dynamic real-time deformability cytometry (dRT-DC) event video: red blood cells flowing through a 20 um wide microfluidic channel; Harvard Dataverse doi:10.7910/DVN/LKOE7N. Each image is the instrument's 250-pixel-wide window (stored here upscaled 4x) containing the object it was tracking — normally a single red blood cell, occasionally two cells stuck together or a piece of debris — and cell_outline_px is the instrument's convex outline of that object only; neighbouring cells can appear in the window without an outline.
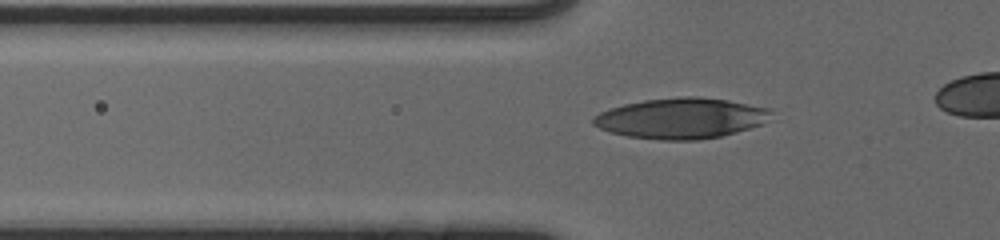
{"species": "human", "species_latin": "Homo sapiens", "temperature_condition": "cold", "stored_images_in_passage": 43, "camera_frame_rate_fps": 3000, "um_per_image_px": 0.085, "donor": {"sex": "male"}, "frame": {"image": 1, "passage_image": 14, "time_ms": 4.333, "image_size_px": [1000, 240], "cell_outline_px": [[772, 112], [764, 124], [736, 132], [720, 136], [700, 140], [660, 140], [628, 136], [612, 132], [600, 128], [592, 124], [592, 116], [600, 112], [624, 104], [644, 100], [680, 96], [700, 96], [728, 100], [768, 108]], "centroid_in_image_um": [57.89, 10.05], "position_along_channel_um": 67.9, "area_um2": 42.08}}
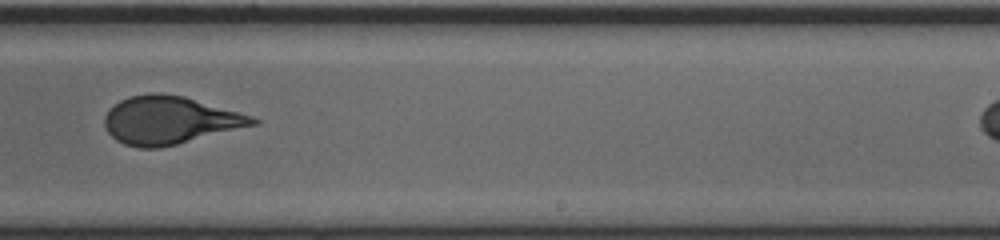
{"frame": {"image": 2, "passage_image": 30, "time_ms": 9.667, "image_size_px": [1000, 240], "cell_outline_px": [[260, 124], [160, 148], [140, 148], [124, 144], [116, 140], [108, 132], [104, 124], [104, 116], [120, 100], [132, 96], [152, 92], [160, 92], [184, 96], [252, 116], [260, 120]], "centroid_in_image_um": [14.44, 10.22], "position_along_channel_um": 274.6, "area_um2": 41.21}}
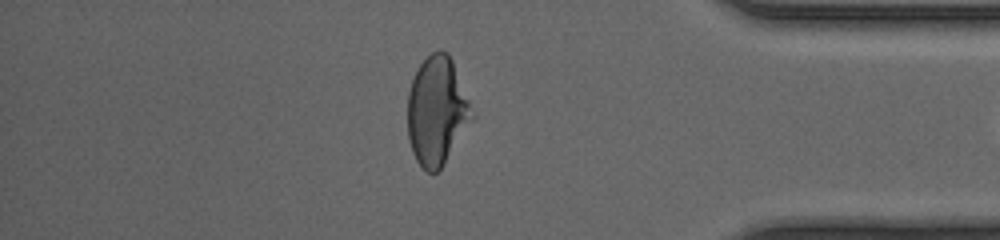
{"frame": {"image": 3, "passage_image": 41, "time_ms": 13.333, "image_size_px": [1000, 240], "cell_outline_px": [[476, 116], [444, 164], [436, 172], [428, 172], [416, 160], [412, 152], [408, 140], [408, 92], [412, 80], [420, 64], [432, 52], [448, 52], [452, 60]], "centroid_in_image_um": [37.15, 9.46], "position_along_channel_um": 398.0, "area_um2": 40.58}, "authors_computed_cell_mechanics": {"area_um2": 41.4426, "velocity_mm_per_s": 3.9567, "shape_relaxation_time_tau1_ms": 5.1086, "shape_relaxation_time_tau2_ms": null, "deformation_change_tau1": 0.1981, "deformation_change_tau2": null}}